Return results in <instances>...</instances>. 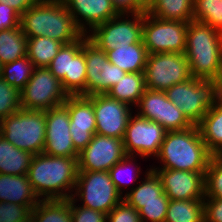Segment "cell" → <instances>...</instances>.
<instances>
[{"mask_svg":"<svg viewBox=\"0 0 222 222\" xmlns=\"http://www.w3.org/2000/svg\"><path fill=\"white\" fill-rule=\"evenodd\" d=\"M204 222H222V199L204 198Z\"/></svg>","mask_w":222,"mask_h":222,"instance_id":"42","label":"cell"},{"mask_svg":"<svg viewBox=\"0 0 222 222\" xmlns=\"http://www.w3.org/2000/svg\"><path fill=\"white\" fill-rule=\"evenodd\" d=\"M169 201L163 192L160 201L144 203V206L138 210L141 222H165Z\"/></svg>","mask_w":222,"mask_h":222,"instance_id":"38","label":"cell"},{"mask_svg":"<svg viewBox=\"0 0 222 222\" xmlns=\"http://www.w3.org/2000/svg\"><path fill=\"white\" fill-rule=\"evenodd\" d=\"M144 74L146 88L158 91H165L192 78L184 53L164 52L148 55Z\"/></svg>","mask_w":222,"mask_h":222,"instance_id":"12","label":"cell"},{"mask_svg":"<svg viewBox=\"0 0 222 222\" xmlns=\"http://www.w3.org/2000/svg\"><path fill=\"white\" fill-rule=\"evenodd\" d=\"M194 0H155L147 13L163 20L190 22Z\"/></svg>","mask_w":222,"mask_h":222,"instance_id":"29","label":"cell"},{"mask_svg":"<svg viewBox=\"0 0 222 222\" xmlns=\"http://www.w3.org/2000/svg\"><path fill=\"white\" fill-rule=\"evenodd\" d=\"M126 156L122 138L95 134L79 153L78 171H109Z\"/></svg>","mask_w":222,"mask_h":222,"instance_id":"16","label":"cell"},{"mask_svg":"<svg viewBox=\"0 0 222 222\" xmlns=\"http://www.w3.org/2000/svg\"><path fill=\"white\" fill-rule=\"evenodd\" d=\"M170 200H204L205 172L151 168Z\"/></svg>","mask_w":222,"mask_h":222,"instance_id":"18","label":"cell"},{"mask_svg":"<svg viewBox=\"0 0 222 222\" xmlns=\"http://www.w3.org/2000/svg\"><path fill=\"white\" fill-rule=\"evenodd\" d=\"M213 155L202 140L199 128L194 125L186 130L167 131L159 154L151 168L206 172ZM161 164V165H160Z\"/></svg>","mask_w":222,"mask_h":222,"instance_id":"2","label":"cell"},{"mask_svg":"<svg viewBox=\"0 0 222 222\" xmlns=\"http://www.w3.org/2000/svg\"><path fill=\"white\" fill-rule=\"evenodd\" d=\"M86 84L85 96L106 94L109 89L126 75V72L113 65L106 52L85 39Z\"/></svg>","mask_w":222,"mask_h":222,"instance_id":"14","label":"cell"},{"mask_svg":"<svg viewBox=\"0 0 222 222\" xmlns=\"http://www.w3.org/2000/svg\"><path fill=\"white\" fill-rule=\"evenodd\" d=\"M145 89V74L130 72L126 73L106 94L134 109Z\"/></svg>","mask_w":222,"mask_h":222,"instance_id":"27","label":"cell"},{"mask_svg":"<svg viewBox=\"0 0 222 222\" xmlns=\"http://www.w3.org/2000/svg\"><path fill=\"white\" fill-rule=\"evenodd\" d=\"M164 92L193 125H198L209 109L221 99L217 80L194 77L175 84Z\"/></svg>","mask_w":222,"mask_h":222,"instance_id":"5","label":"cell"},{"mask_svg":"<svg viewBox=\"0 0 222 222\" xmlns=\"http://www.w3.org/2000/svg\"><path fill=\"white\" fill-rule=\"evenodd\" d=\"M27 41L21 25L14 29L0 30V63L7 64L26 56Z\"/></svg>","mask_w":222,"mask_h":222,"instance_id":"31","label":"cell"},{"mask_svg":"<svg viewBox=\"0 0 222 222\" xmlns=\"http://www.w3.org/2000/svg\"><path fill=\"white\" fill-rule=\"evenodd\" d=\"M207 149L213 156H222V98L197 125Z\"/></svg>","mask_w":222,"mask_h":222,"instance_id":"24","label":"cell"},{"mask_svg":"<svg viewBox=\"0 0 222 222\" xmlns=\"http://www.w3.org/2000/svg\"><path fill=\"white\" fill-rule=\"evenodd\" d=\"M165 222H204V200H170Z\"/></svg>","mask_w":222,"mask_h":222,"instance_id":"32","label":"cell"},{"mask_svg":"<svg viewBox=\"0 0 222 222\" xmlns=\"http://www.w3.org/2000/svg\"><path fill=\"white\" fill-rule=\"evenodd\" d=\"M33 156L15 147L0 134V174L27 175Z\"/></svg>","mask_w":222,"mask_h":222,"instance_id":"26","label":"cell"},{"mask_svg":"<svg viewBox=\"0 0 222 222\" xmlns=\"http://www.w3.org/2000/svg\"><path fill=\"white\" fill-rule=\"evenodd\" d=\"M193 19L222 33V0H194Z\"/></svg>","mask_w":222,"mask_h":222,"instance_id":"35","label":"cell"},{"mask_svg":"<svg viewBox=\"0 0 222 222\" xmlns=\"http://www.w3.org/2000/svg\"><path fill=\"white\" fill-rule=\"evenodd\" d=\"M32 61L26 56H23L13 62L2 65L1 77L12 87L21 91L34 71Z\"/></svg>","mask_w":222,"mask_h":222,"instance_id":"34","label":"cell"},{"mask_svg":"<svg viewBox=\"0 0 222 222\" xmlns=\"http://www.w3.org/2000/svg\"><path fill=\"white\" fill-rule=\"evenodd\" d=\"M107 222H141L139 212L122 200L107 214Z\"/></svg>","mask_w":222,"mask_h":222,"instance_id":"40","label":"cell"},{"mask_svg":"<svg viewBox=\"0 0 222 222\" xmlns=\"http://www.w3.org/2000/svg\"><path fill=\"white\" fill-rule=\"evenodd\" d=\"M32 222H72L69 199H40L31 210Z\"/></svg>","mask_w":222,"mask_h":222,"instance_id":"30","label":"cell"},{"mask_svg":"<svg viewBox=\"0 0 222 222\" xmlns=\"http://www.w3.org/2000/svg\"><path fill=\"white\" fill-rule=\"evenodd\" d=\"M134 109L136 114L157 122L166 131H181L194 126L164 91L146 88Z\"/></svg>","mask_w":222,"mask_h":222,"instance_id":"15","label":"cell"},{"mask_svg":"<svg viewBox=\"0 0 222 222\" xmlns=\"http://www.w3.org/2000/svg\"><path fill=\"white\" fill-rule=\"evenodd\" d=\"M167 131L157 122L136 114L131 115L123 138L126 155L154 160L159 154Z\"/></svg>","mask_w":222,"mask_h":222,"instance_id":"13","label":"cell"},{"mask_svg":"<svg viewBox=\"0 0 222 222\" xmlns=\"http://www.w3.org/2000/svg\"><path fill=\"white\" fill-rule=\"evenodd\" d=\"M188 22L163 20L143 13L142 41L148 55L154 53H184Z\"/></svg>","mask_w":222,"mask_h":222,"instance_id":"10","label":"cell"},{"mask_svg":"<svg viewBox=\"0 0 222 222\" xmlns=\"http://www.w3.org/2000/svg\"><path fill=\"white\" fill-rule=\"evenodd\" d=\"M78 176V157L34 155L27 173L39 199H69Z\"/></svg>","mask_w":222,"mask_h":222,"instance_id":"1","label":"cell"},{"mask_svg":"<svg viewBox=\"0 0 222 222\" xmlns=\"http://www.w3.org/2000/svg\"><path fill=\"white\" fill-rule=\"evenodd\" d=\"M147 9L155 0H139Z\"/></svg>","mask_w":222,"mask_h":222,"instance_id":"47","label":"cell"},{"mask_svg":"<svg viewBox=\"0 0 222 222\" xmlns=\"http://www.w3.org/2000/svg\"><path fill=\"white\" fill-rule=\"evenodd\" d=\"M38 0H0V3L12 7L20 16Z\"/></svg>","mask_w":222,"mask_h":222,"instance_id":"45","label":"cell"},{"mask_svg":"<svg viewBox=\"0 0 222 222\" xmlns=\"http://www.w3.org/2000/svg\"><path fill=\"white\" fill-rule=\"evenodd\" d=\"M137 158L143 159L142 161H145V159H146L143 156L126 155L121 161L116 163L108 171L109 175H110V179L115 184L117 191L123 197L128 192H130L140 182L139 180L143 179V177L146 176V174L151 170V165H149V168L146 167L147 169L144 173L141 166H140L141 162L137 163L139 161ZM141 174H143V175H141ZM125 175H126V177H125ZM127 177H129V178H127ZM125 178L127 180L128 179L129 180L127 181Z\"/></svg>","mask_w":222,"mask_h":222,"instance_id":"23","label":"cell"},{"mask_svg":"<svg viewBox=\"0 0 222 222\" xmlns=\"http://www.w3.org/2000/svg\"><path fill=\"white\" fill-rule=\"evenodd\" d=\"M30 210L11 202H0V222H18L30 215Z\"/></svg>","mask_w":222,"mask_h":222,"instance_id":"41","label":"cell"},{"mask_svg":"<svg viewBox=\"0 0 222 222\" xmlns=\"http://www.w3.org/2000/svg\"><path fill=\"white\" fill-rule=\"evenodd\" d=\"M217 83H218L219 94L221 95V98H222V67H221L220 75L217 79Z\"/></svg>","mask_w":222,"mask_h":222,"instance_id":"46","label":"cell"},{"mask_svg":"<svg viewBox=\"0 0 222 222\" xmlns=\"http://www.w3.org/2000/svg\"><path fill=\"white\" fill-rule=\"evenodd\" d=\"M70 206L72 222H107V214L83 207L72 198H70Z\"/></svg>","mask_w":222,"mask_h":222,"instance_id":"39","label":"cell"},{"mask_svg":"<svg viewBox=\"0 0 222 222\" xmlns=\"http://www.w3.org/2000/svg\"><path fill=\"white\" fill-rule=\"evenodd\" d=\"M163 192L160 178L153 170H150L139 184L123 197V200L138 211L144 203L160 201V195Z\"/></svg>","mask_w":222,"mask_h":222,"instance_id":"28","label":"cell"},{"mask_svg":"<svg viewBox=\"0 0 222 222\" xmlns=\"http://www.w3.org/2000/svg\"><path fill=\"white\" fill-rule=\"evenodd\" d=\"M87 37V34H83L78 40L63 44L47 66L51 73L61 81L68 95L85 96V39Z\"/></svg>","mask_w":222,"mask_h":222,"instance_id":"7","label":"cell"},{"mask_svg":"<svg viewBox=\"0 0 222 222\" xmlns=\"http://www.w3.org/2000/svg\"><path fill=\"white\" fill-rule=\"evenodd\" d=\"M87 35L104 52L143 42V13L118 14Z\"/></svg>","mask_w":222,"mask_h":222,"instance_id":"9","label":"cell"},{"mask_svg":"<svg viewBox=\"0 0 222 222\" xmlns=\"http://www.w3.org/2000/svg\"><path fill=\"white\" fill-rule=\"evenodd\" d=\"M205 198L222 199V156H213L205 172Z\"/></svg>","mask_w":222,"mask_h":222,"instance_id":"36","label":"cell"},{"mask_svg":"<svg viewBox=\"0 0 222 222\" xmlns=\"http://www.w3.org/2000/svg\"><path fill=\"white\" fill-rule=\"evenodd\" d=\"M20 25L27 38L44 36L63 44L83 35L62 0H38L21 15Z\"/></svg>","mask_w":222,"mask_h":222,"instance_id":"3","label":"cell"},{"mask_svg":"<svg viewBox=\"0 0 222 222\" xmlns=\"http://www.w3.org/2000/svg\"><path fill=\"white\" fill-rule=\"evenodd\" d=\"M44 154L78 157L70 135L69 111L64 105L46 110Z\"/></svg>","mask_w":222,"mask_h":222,"instance_id":"20","label":"cell"},{"mask_svg":"<svg viewBox=\"0 0 222 222\" xmlns=\"http://www.w3.org/2000/svg\"><path fill=\"white\" fill-rule=\"evenodd\" d=\"M63 105L69 111L70 135L74 148L80 153L96 134L93 95H69Z\"/></svg>","mask_w":222,"mask_h":222,"instance_id":"19","label":"cell"},{"mask_svg":"<svg viewBox=\"0 0 222 222\" xmlns=\"http://www.w3.org/2000/svg\"><path fill=\"white\" fill-rule=\"evenodd\" d=\"M108 60L126 73H144L148 52L143 42L115 48L106 52Z\"/></svg>","mask_w":222,"mask_h":222,"instance_id":"25","label":"cell"},{"mask_svg":"<svg viewBox=\"0 0 222 222\" xmlns=\"http://www.w3.org/2000/svg\"><path fill=\"white\" fill-rule=\"evenodd\" d=\"M21 93V108L46 111L63 105L69 97L47 67H36Z\"/></svg>","mask_w":222,"mask_h":222,"instance_id":"11","label":"cell"},{"mask_svg":"<svg viewBox=\"0 0 222 222\" xmlns=\"http://www.w3.org/2000/svg\"><path fill=\"white\" fill-rule=\"evenodd\" d=\"M2 201L24 205L31 211L40 199L27 175L0 174V202Z\"/></svg>","mask_w":222,"mask_h":222,"instance_id":"22","label":"cell"},{"mask_svg":"<svg viewBox=\"0 0 222 222\" xmlns=\"http://www.w3.org/2000/svg\"><path fill=\"white\" fill-rule=\"evenodd\" d=\"M184 54L192 77L217 80L222 67V33L192 19L188 22Z\"/></svg>","mask_w":222,"mask_h":222,"instance_id":"4","label":"cell"},{"mask_svg":"<svg viewBox=\"0 0 222 222\" xmlns=\"http://www.w3.org/2000/svg\"><path fill=\"white\" fill-rule=\"evenodd\" d=\"M18 222H32V216H31V214H30L28 217H26L25 219H22V220H20V221H18Z\"/></svg>","mask_w":222,"mask_h":222,"instance_id":"48","label":"cell"},{"mask_svg":"<svg viewBox=\"0 0 222 222\" xmlns=\"http://www.w3.org/2000/svg\"><path fill=\"white\" fill-rule=\"evenodd\" d=\"M93 110L96 120V134L124 138L128 121L134 113L132 107L109 97L107 94H94Z\"/></svg>","mask_w":222,"mask_h":222,"instance_id":"17","label":"cell"},{"mask_svg":"<svg viewBox=\"0 0 222 222\" xmlns=\"http://www.w3.org/2000/svg\"><path fill=\"white\" fill-rule=\"evenodd\" d=\"M118 14H139L147 12V8L139 0H111Z\"/></svg>","mask_w":222,"mask_h":222,"instance_id":"44","label":"cell"},{"mask_svg":"<svg viewBox=\"0 0 222 222\" xmlns=\"http://www.w3.org/2000/svg\"><path fill=\"white\" fill-rule=\"evenodd\" d=\"M21 109L20 91L0 78V121Z\"/></svg>","mask_w":222,"mask_h":222,"instance_id":"37","label":"cell"},{"mask_svg":"<svg viewBox=\"0 0 222 222\" xmlns=\"http://www.w3.org/2000/svg\"><path fill=\"white\" fill-rule=\"evenodd\" d=\"M62 45V42L44 36L28 38L26 55L35 68L47 67Z\"/></svg>","mask_w":222,"mask_h":222,"instance_id":"33","label":"cell"},{"mask_svg":"<svg viewBox=\"0 0 222 222\" xmlns=\"http://www.w3.org/2000/svg\"><path fill=\"white\" fill-rule=\"evenodd\" d=\"M20 18L21 16L12 7L0 3V30L20 26Z\"/></svg>","mask_w":222,"mask_h":222,"instance_id":"43","label":"cell"},{"mask_svg":"<svg viewBox=\"0 0 222 222\" xmlns=\"http://www.w3.org/2000/svg\"><path fill=\"white\" fill-rule=\"evenodd\" d=\"M62 1L83 34H89L96 26L118 15L111 0Z\"/></svg>","mask_w":222,"mask_h":222,"instance_id":"21","label":"cell"},{"mask_svg":"<svg viewBox=\"0 0 222 222\" xmlns=\"http://www.w3.org/2000/svg\"><path fill=\"white\" fill-rule=\"evenodd\" d=\"M46 111L26 110L11 114L0 121V134L15 147L33 155L43 153Z\"/></svg>","mask_w":222,"mask_h":222,"instance_id":"6","label":"cell"},{"mask_svg":"<svg viewBox=\"0 0 222 222\" xmlns=\"http://www.w3.org/2000/svg\"><path fill=\"white\" fill-rule=\"evenodd\" d=\"M79 205L108 214L122 200L107 171H78L71 197Z\"/></svg>","mask_w":222,"mask_h":222,"instance_id":"8","label":"cell"},{"mask_svg":"<svg viewBox=\"0 0 222 222\" xmlns=\"http://www.w3.org/2000/svg\"><path fill=\"white\" fill-rule=\"evenodd\" d=\"M1 74H2V64L0 63V78H1Z\"/></svg>","mask_w":222,"mask_h":222,"instance_id":"49","label":"cell"}]
</instances>
